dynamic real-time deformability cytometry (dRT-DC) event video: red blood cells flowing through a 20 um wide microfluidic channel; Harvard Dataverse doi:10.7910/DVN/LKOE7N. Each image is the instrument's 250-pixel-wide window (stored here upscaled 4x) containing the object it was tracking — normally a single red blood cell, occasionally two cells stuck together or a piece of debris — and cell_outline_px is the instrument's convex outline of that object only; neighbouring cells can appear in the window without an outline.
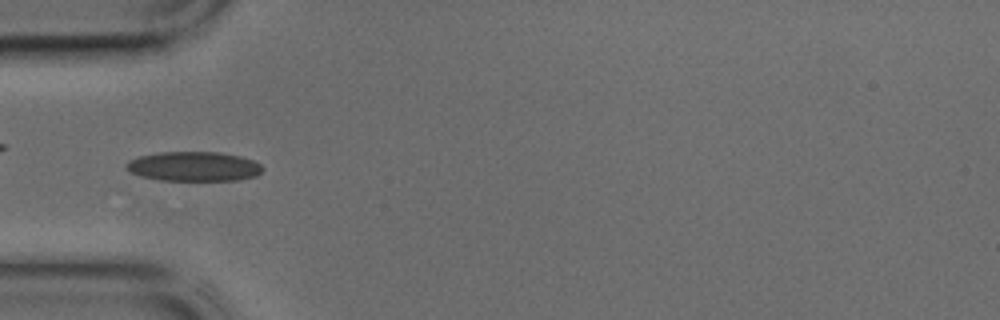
{"species": "common noctule bat (a hibernating species)", "species_latin": "Nyctalus noctula", "temperature_condition": "cold", "stored_images_in_passage": 43, "camera_frame_rate_fps": 3000, "um_per_image_px": 0.085, "animal": {"sex": "male", "body_mass_g": 17.9, "forearm_length_mm": 54.2}, "frame": {"image": 1, "passage_image": 13, "time_ms": 4.0, "image_size_px": [1000, 320], "cell_outline_px": [[264, 168], [256, 176], [236, 180], [160, 180], [140, 176], [132, 172], [124, 164], [128, 160], [140, 156], [160, 152], [220, 152], [240, 156], [252, 160], [260, 164]], "centroid_in_image_um": [16.47, 14.14], "position_along_channel_um": 68.5, "area_um2": 23.35}}
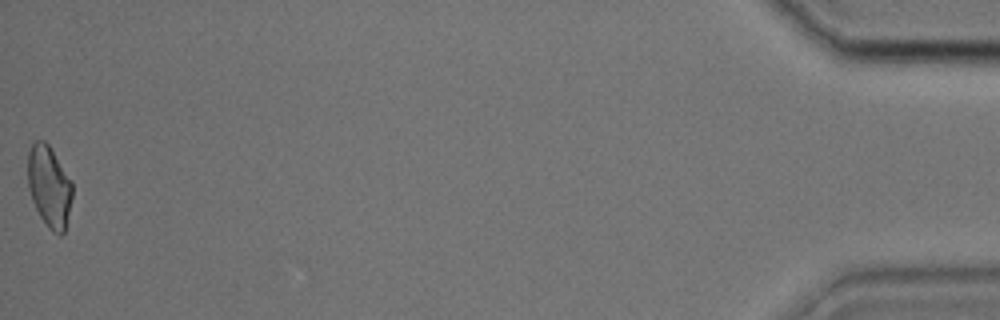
{"frame": {"image": 2, "passage_image": 43, "time_ms": 14.0, "image_size_px": [1000, 320], "cell_outline_px": [[72, 196], [64, 232], [60, 236], [52, 232], [48, 228], [40, 216], [32, 200], [28, 188], [28, 152], [32, 140], [44, 140], [48, 144], [72, 180]], "centroid_in_image_um": [4.17, 15.83], "position_along_channel_um": 431.0, "area_um2": 21.21}}